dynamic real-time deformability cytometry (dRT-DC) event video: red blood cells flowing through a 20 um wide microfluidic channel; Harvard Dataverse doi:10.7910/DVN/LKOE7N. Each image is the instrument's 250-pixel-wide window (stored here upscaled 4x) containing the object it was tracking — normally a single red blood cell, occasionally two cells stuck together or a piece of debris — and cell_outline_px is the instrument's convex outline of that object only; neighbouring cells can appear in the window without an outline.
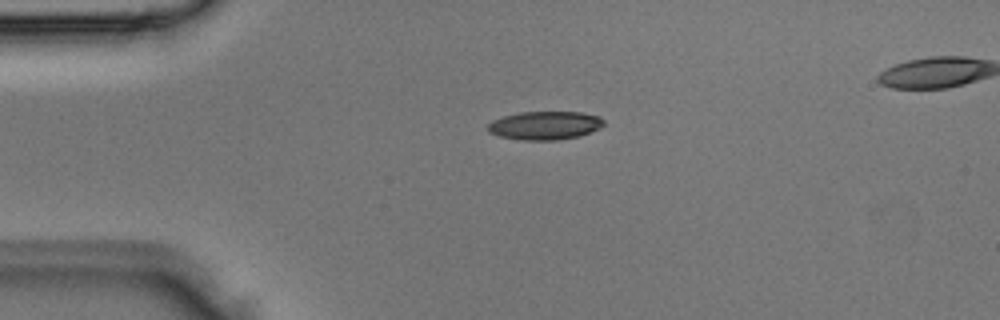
{"species": "Egyptian fruit bat (a non-hibernating species)", "species_latin": "Rousettus aegyptiacus", "temperature_condition": "room temperature", "stored_images_in_passage": 2, "camera_frame_rate_fps": 3000, "um_per_image_px": 0.085, "animal": {"sex": "male"}, "frame": {"image": 1, "passage_image": 1, "time_ms": 0.0, "image_size_px": [1000, 320], "cell_outline_px": [[604, 124], [600, 128], [580, 136], [560, 140], [524, 140], [500, 136], [488, 132], [488, 124], [492, 120], [504, 116], [520, 112], [580, 112], [600, 116], [604, 120]], "centroid_in_image_um": [46.34, 10.66], "position_along_channel_um": 38.7, "area_um2": 19.25}}